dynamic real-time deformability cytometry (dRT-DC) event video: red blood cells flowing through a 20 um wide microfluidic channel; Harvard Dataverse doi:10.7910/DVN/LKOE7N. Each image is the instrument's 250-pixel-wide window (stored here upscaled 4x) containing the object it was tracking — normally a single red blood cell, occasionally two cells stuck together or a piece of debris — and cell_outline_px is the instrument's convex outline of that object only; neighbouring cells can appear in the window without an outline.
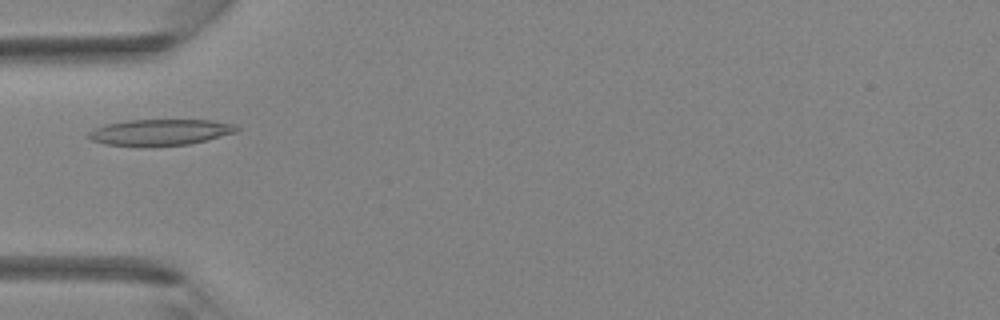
{"species": "Egyptian fruit bat (a non-hibernating species)", "species_latin": "Rousettus aegyptiacus", "temperature_condition": "room temperature", "stored_images_in_passage": 37, "camera_frame_rate_fps": 3000, "um_per_image_px": 0.085, "animal": {"sex": "female"}, "frame": {"image": 1, "passage_image": 10, "time_ms": 3.0, "image_size_px": [1000, 320], "cell_outline_px": [[240, 128], [236, 132], [208, 140], [188, 144], [144, 148], [104, 144], [92, 140], [88, 136], [88, 132], [104, 124], [128, 120], [212, 120], [236, 124]], "centroid_in_image_um": [13.61, 11.26], "position_along_channel_um": 71.4, "area_um2": 23.12}}
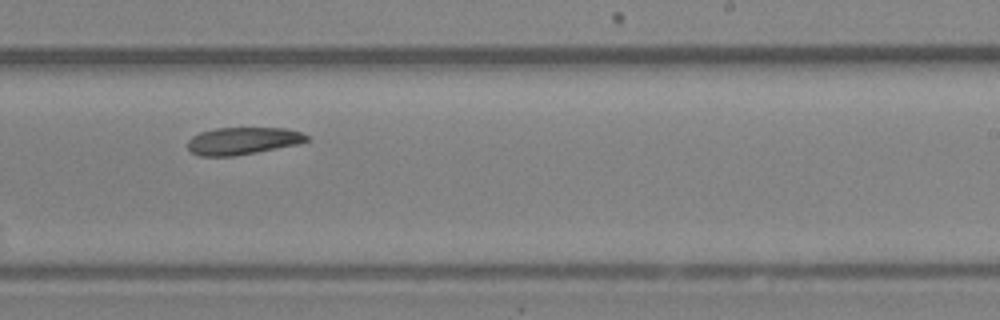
{"frame": {"image": 2, "passage_image": 22, "time_ms": 7.0, "image_size_px": [1000, 320], "cell_outline_px": [[308, 140], [300, 144], [256, 152], [232, 156], [200, 156], [192, 152], [188, 148], [188, 140], [192, 136], [200, 132], [216, 128], [284, 128], [300, 132], [308, 136]], "centroid_in_image_um": [20.63, 11.97], "position_along_channel_um": 268.4, "area_um2": 18.84}}
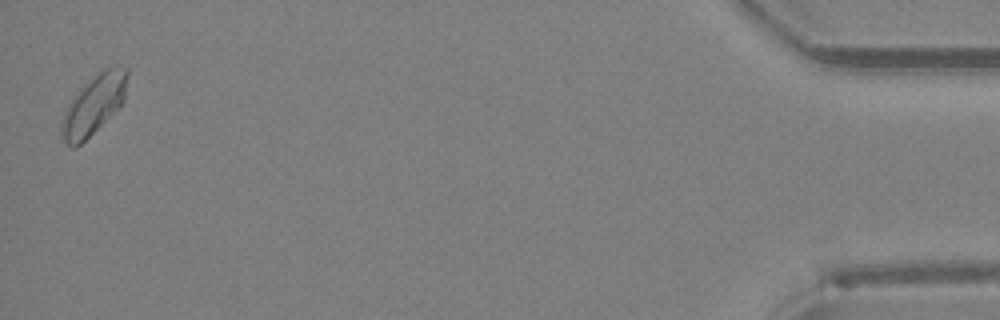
{"frame": {"image": 3, "passage_image": 37, "time_ms": 12.0, "image_size_px": [1000, 320], "cell_outline_px": [[128, 76], [124, 100], [76, 148], [72, 148], [64, 140], [60, 132], [60, 124], [64, 112], [68, 104], [76, 92], [96, 72], [104, 68], [128, 68]], "centroid_in_image_um": [7.93, 8.87], "position_along_channel_um": 427.3, "area_um2": 22.2}}